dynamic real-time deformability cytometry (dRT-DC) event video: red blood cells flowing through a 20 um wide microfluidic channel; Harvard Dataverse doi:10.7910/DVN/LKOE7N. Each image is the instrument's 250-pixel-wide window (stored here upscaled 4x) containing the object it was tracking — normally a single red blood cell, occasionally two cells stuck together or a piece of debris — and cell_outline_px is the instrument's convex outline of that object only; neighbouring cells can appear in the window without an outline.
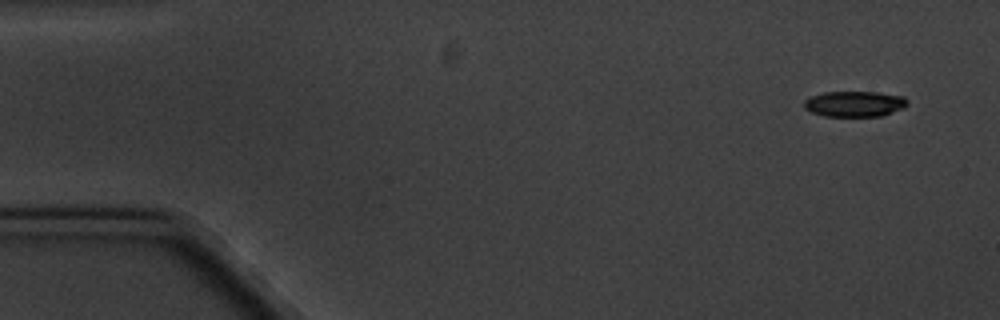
{"species": "common noctule bat (a hibernating species)", "species_latin": "Nyctalus noctula", "temperature_condition": "cold", "stored_images_in_passage": 5, "segment_of_instrument_passage": [2, 2], "camera_frame_rate_fps": 3000, "um_per_image_px": 0.085, "animal": {"sex": "male", "body_mass_g": 20.1, "forearm_length_mm": 53.5}, "frame": {"image": 1, "passage_image": 5, "time_ms": 5.667, "image_size_px": [1000, 320], "cell_outline_px": [[908, 104], [904, 108], [880, 116], [824, 116], [812, 112], [804, 108], [804, 100], [812, 96], [824, 92], [876, 92], [904, 96], [908, 100]], "centroid_in_image_um": [72.65, 8.83], "position_along_channel_um": 12.3, "area_um2": 15.43}}